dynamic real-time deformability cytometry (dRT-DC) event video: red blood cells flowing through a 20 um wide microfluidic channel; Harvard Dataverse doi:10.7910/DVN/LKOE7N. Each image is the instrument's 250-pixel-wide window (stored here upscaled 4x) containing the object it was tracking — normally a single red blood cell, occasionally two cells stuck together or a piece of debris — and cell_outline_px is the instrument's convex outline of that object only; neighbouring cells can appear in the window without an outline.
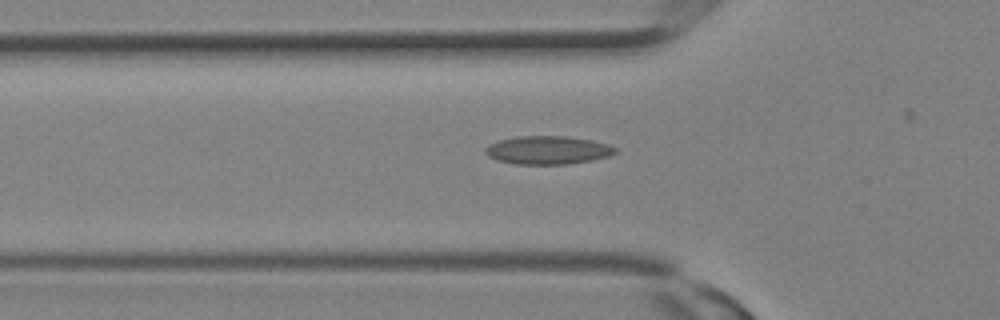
{"species": "Egyptian fruit bat (a non-hibernating species)", "species_latin": "Rousettus aegyptiacus", "temperature_condition": "room temperature", "stored_images_in_passage": 18, "camera_frame_rate_fps": 3000, "um_per_image_px": 0.085, "animal": {"sex": "female"}, "frame": {"image": 1, "passage_image": 4, "time_ms": 1.0, "image_size_px": [1000, 320], "cell_outline_px": [[616, 152], [608, 156], [592, 160], [568, 164], [516, 164], [496, 160], [488, 156], [484, 152], [484, 148], [488, 144], [500, 140], [520, 136], [564, 136], [592, 140], [608, 144], [616, 148]], "centroid_in_image_um": [46.53, 12.76], "position_along_channel_um": 79.3, "area_um2": 21.39}}
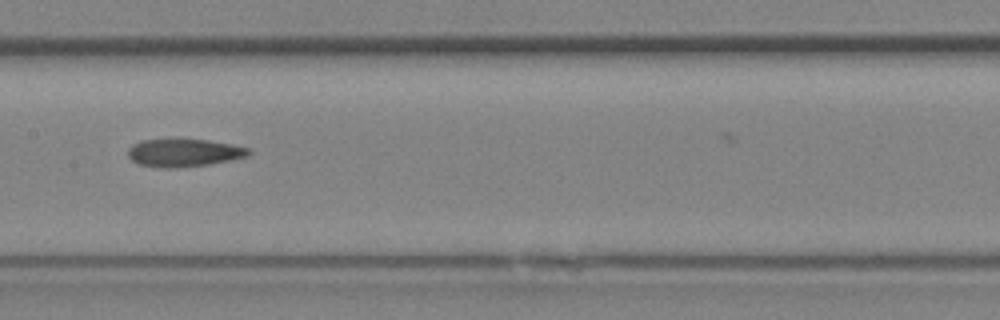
{"frame": {"image": 2, "passage_image": 9, "time_ms": 2.667, "image_size_px": [1000, 320], "cell_outline_px": [[252, 152], [248, 156], [232, 160], [208, 164], [172, 168], [164, 168], [140, 164], [132, 160], [128, 156], [128, 148], [132, 144], [140, 140], [176, 136], [180, 136], [208, 140], [232, 144], [248, 148]], "centroid_in_image_um": [15.61, 12.92], "position_along_channel_um": 191.8, "area_um2": 20.4}}
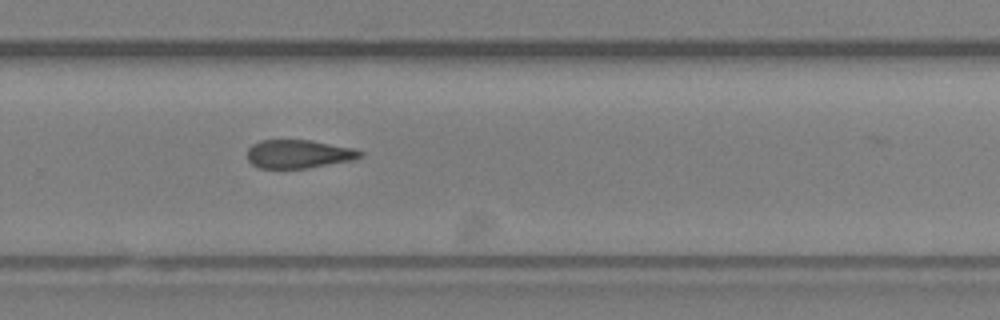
{"frame": {"image": 3, "passage_image": 14, "time_ms": 4.333, "image_size_px": [1000, 320], "cell_outline_px": [[364, 156], [352, 160], [308, 168], [260, 168], [252, 164], [248, 160], [248, 148], [252, 144], [260, 140], [308, 140], [356, 148], [364, 152]], "centroid_in_image_um": [25.41, 13.08], "position_along_channel_um": 304.4, "area_um2": 18.79}}